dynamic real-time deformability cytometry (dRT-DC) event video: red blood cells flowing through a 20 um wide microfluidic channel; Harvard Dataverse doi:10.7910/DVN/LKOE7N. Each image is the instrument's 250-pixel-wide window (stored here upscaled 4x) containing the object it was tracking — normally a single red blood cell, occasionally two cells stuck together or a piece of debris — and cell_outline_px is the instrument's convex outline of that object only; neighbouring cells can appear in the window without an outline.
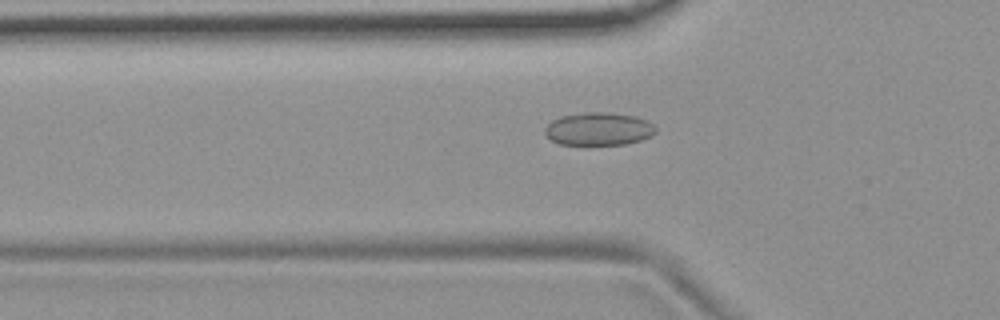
{"species": "common noctule bat (a hibernating species)", "species_latin": "Nyctalus noctula", "temperature_condition": "room temperature", "stored_images_in_passage": 51, "camera_frame_rate_fps": 3000, "um_per_image_px": 0.085, "animal": {"sex": "female", "body_mass_g": 19.9}, "frame": {"image": 1, "passage_image": 15, "time_ms": 4.667, "image_size_px": [1000, 320], "cell_outline_px": [[656, 132], [652, 136], [640, 140], [624, 144], [560, 144], [552, 140], [544, 132], [544, 128], [552, 120], [560, 116], [584, 112], [608, 112], [636, 116], [648, 120], [656, 128]], "centroid_in_image_um": [50.9, 10.94], "position_along_channel_um": 74.9, "area_um2": 21.27}}
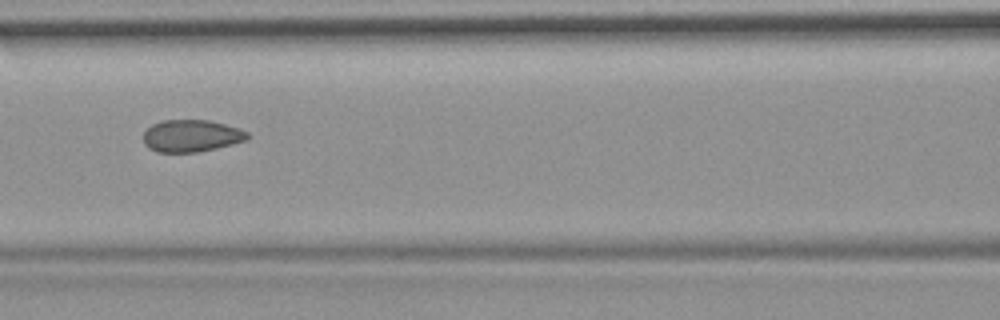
{"frame": {"image": 2, "passage_image": 21, "time_ms": 6.667, "image_size_px": [1000, 320], "cell_outline_px": [[248, 140], [216, 148], [196, 152], [156, 152], [148, 148], [144, 144], [144, 132], [152, 124], [164, 120], [208, 120], [240, 128], [248, 132]], "centroid_in_image_um": [16.26, 11.55], "position_along_channel_um": 150.3, "area_um2": 19.48}}
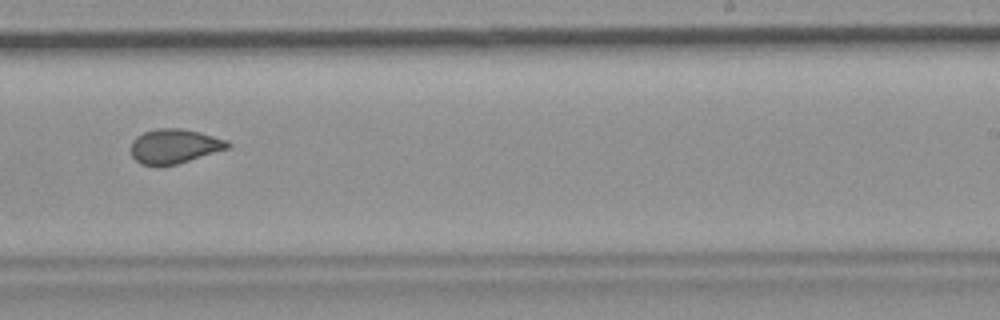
{"frame": {"image": 3, "passage_image": 31, "time_ms": 10.0, "image_size_px": [1000, 320], "cell_outline_px": [[232, 144], [228, 148], [176, 164], [160, 168], [140, 164], [132, 156], [132, 140], [136, 136], [144, 132], [156, 128], [180, 128], [200, 132], [228, 140]], "centroid_in_image_um": [14.79, 12.44], "position_along_channel_um": 274.2, "area_um2": 19.65}, "authors_computed_cell_mechanics": {"area_um2": 19.9988, "velocity_mm_per_s": 3.736, "shape_relaxation_time_tau1_ms": null, "shape_relaxation_time_tau2_ms": 1.2407, "deformation_change_tau1": null, "deformation_change_tau2": 0.0653}}